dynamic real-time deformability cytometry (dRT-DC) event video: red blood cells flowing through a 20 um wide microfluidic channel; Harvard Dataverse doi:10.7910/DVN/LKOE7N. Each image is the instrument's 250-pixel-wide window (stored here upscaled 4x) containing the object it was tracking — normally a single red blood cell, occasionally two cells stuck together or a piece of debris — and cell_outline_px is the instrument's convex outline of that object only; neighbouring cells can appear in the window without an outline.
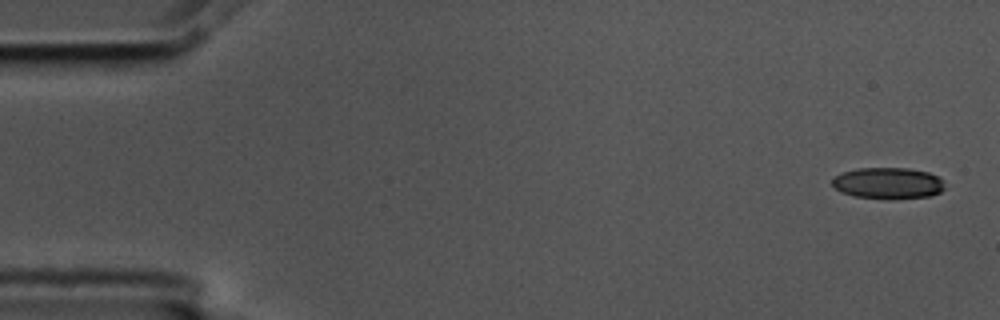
{"species": "common noctule bat (a hibernating species)", "species_latin": "Nyctalus noctula", "temperature_condition": "cold", "stored_images_in_passage": 4, "camera_frame_rate_fps": 3000, "um_per_image_px": 0.085, "animal": {"sex": "male", "body_mass_g": 17.5, "forearm_length_mm": 52.3}, "frame": {"image": 1, "passage_image": 1, "time_ms": 0.0, "image_size_px": [1000, 320], "cell_outline_px": [[944, 188], [940, 192], [932, 196], [892, 200], [852, 196], [840, 192], [832, 184], [832, 180], [836, 176], [844, 172], [856, 168], [908, 168], [928, 172], [936, 176], [940, 180]], "centroid_in_image_um": [75.46, 15.59], "position_along_channel_um": 9.5, "area_um2": 20.69}}